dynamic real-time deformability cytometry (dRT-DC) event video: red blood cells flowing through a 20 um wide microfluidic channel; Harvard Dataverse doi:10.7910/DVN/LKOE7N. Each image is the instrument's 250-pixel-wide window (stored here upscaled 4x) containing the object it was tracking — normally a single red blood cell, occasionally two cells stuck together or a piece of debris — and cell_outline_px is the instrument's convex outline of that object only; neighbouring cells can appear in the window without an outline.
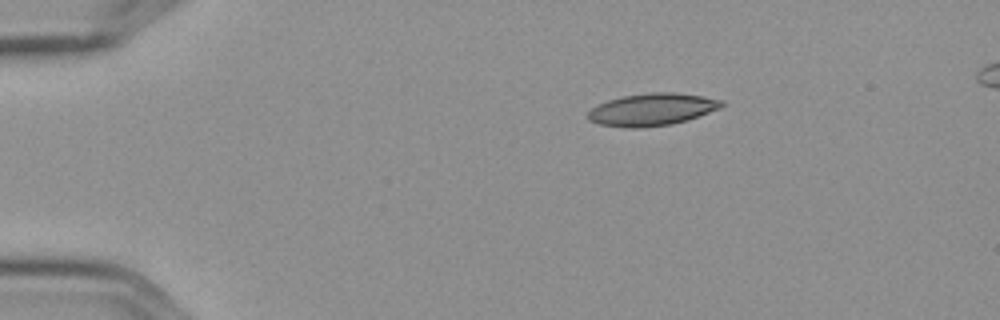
{"species": "Egyptian fruit bat (a non-hibernating species)", "species_latin": "Rousettus aegyptiacus", "temperature_condition": "cold", "stored_images_in_passage": 3, "camera_frame_rate_fps": 3000, "um_per_image_px": 0.085, "frame": {"image": 1, "passage_image": 1, "time_ms": 0.0, "image_size_px": [1000, 320], "cell_outline_px": [[724, 104], [720, 108], [672, 124], [640, 128], [628, 128], [600, 124], [588, 120], [588, 112], [592, 108], [608, 100], [624, 96], [652, 92], [672, 92], [704, 96], [724, 100]], "centroid_in_image_um": [55.42, 9.3], "position_along_channel_um": 29.6, "area_um2": 24.85}}